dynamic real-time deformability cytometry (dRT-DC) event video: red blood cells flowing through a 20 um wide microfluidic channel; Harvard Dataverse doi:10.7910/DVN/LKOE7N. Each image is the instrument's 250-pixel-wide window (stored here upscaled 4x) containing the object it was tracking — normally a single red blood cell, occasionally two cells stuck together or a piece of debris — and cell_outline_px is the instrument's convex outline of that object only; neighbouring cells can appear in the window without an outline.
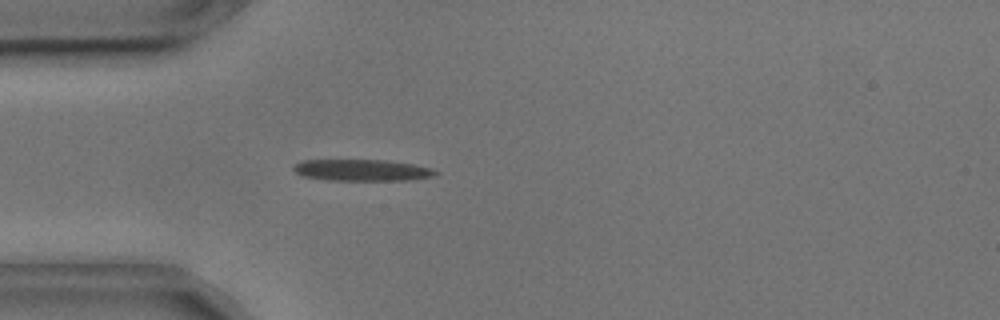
{"species": "common noctule bat (a hibernating species)", "species_latin": "Nyctalus noctula", "temperature_condition": "cold", "stored_images_in_passage": 19, "camera_frame_rate_fps": 3000, "um_per_image_px": 0.085, "animal": {"sex": "male", "body_mass_g": 17.9, "forearm_length_mm": 54.2}, "frame": {"image": 1, "passage_image": 1, "time_ms": 0.0, "image_size_px": [1000, 320], "cell_outline_px": [[440, 172], [436, 176], [408, 180], [324, 180], [304, 176], [296, 172], [292, 168], [296, 164], [304, 160], [384, 160], [412, 164], [432, 168]], "centroid_in_image_um": [30.81, 14.47], "position_along_channel_um": 54.2, "area_um2": 17.74}}
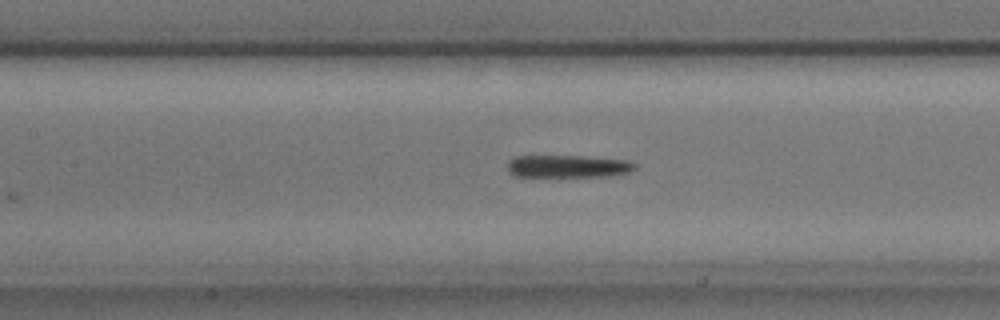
{"frame": {"image": 2, "passage_image": 10, "time_ms": 3.0, "image_size_px": [1000, 320], "cell_outline_px": [[636, 168], [628, 172], [608, 176], [512, 176], [508, 172], [508, 160], [512, 156], [580, 156], [628, 160], [636, 164]], "centroid_in_image_um": [48.23, 14.13], "position_along_channel_um": 159.2, "area_um2": 16.7}}